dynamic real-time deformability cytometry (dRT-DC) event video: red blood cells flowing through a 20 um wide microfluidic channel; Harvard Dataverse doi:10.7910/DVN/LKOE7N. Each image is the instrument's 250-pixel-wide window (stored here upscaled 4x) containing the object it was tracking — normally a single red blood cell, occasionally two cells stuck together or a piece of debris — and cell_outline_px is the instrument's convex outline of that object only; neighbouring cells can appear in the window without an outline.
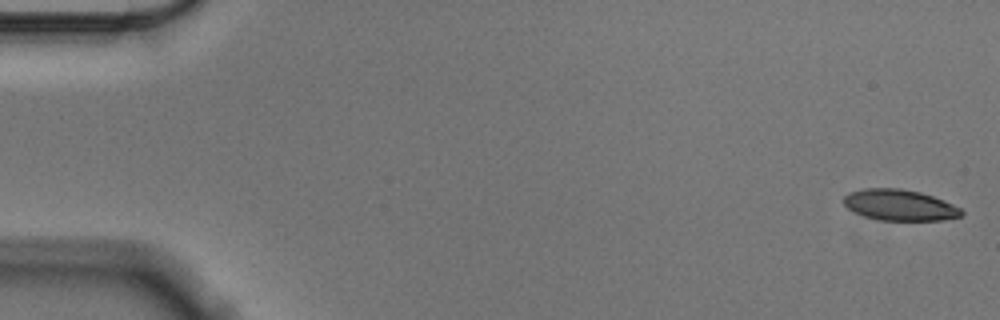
{"species": "Egyptian fruit bat (a non-hibernating species)", "species_latin": "Rousettus aegyptiacus", "temperature_condition": "cold", "stored_images_in_passage": 56, "camera_frame_rate_fps": 3000, "um_per_image_px": 0.085, "animal": {"sex": "male"}, "frame": {"image": 1, "passage_image": 1, "time_ms": 0.0, "image_size_px": [1000, 320], "cell_outline_px": [[964, 212], [960, 216], [940, 220], [880, 220], [864, 216], [848, 208], [844, 204], [844, 196], [848, 192], [864, 188], [900, 188], [920, 192], [944, 200], [960, 208]], "centroid_in_image_um": [76.45, 17.42], "position_along_channel_um": 8.5, "area_um2": 21.15}}
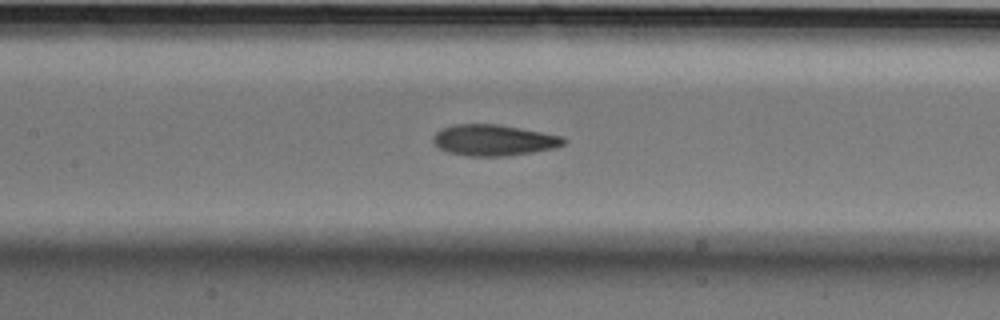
{"frame": {"image": 2, "passage_image": 26, "time_ms": 8.333, "image_size_px": [1000, 320], "cell_outline_px": [[568, 140], [564, 144], [556, 148], [508, 156], [468, 156], [448, 152], [436, 148], [432, 144], [432, 136], [440, 128], [452, 124], [496, 124], [520, 128], [564, 136]], "centroid_in_image_um": [41.93, 11.91], "position_along_channel_um": 165.5, "area_um2": 24.04}}
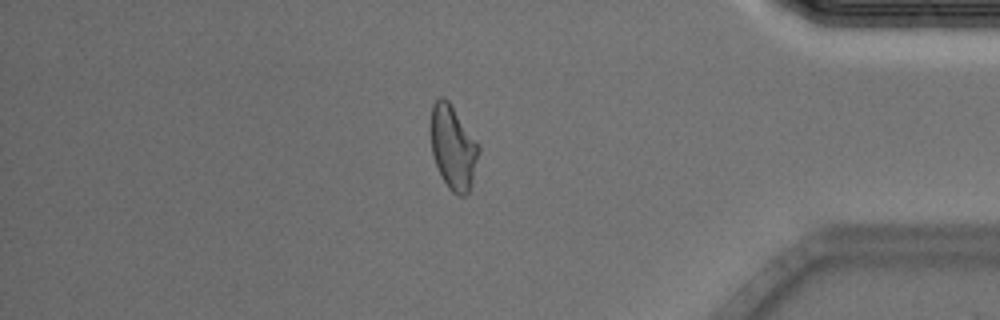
{"frame": {"image": 3, "passage_image": 48, "time_ms": 15.667, "image_size_px": [1000, 320], "cell_outline_px": [[480, 152], [472, 180], [468, 192], [464, 196], [460, 196], [452, 192], [448, 188], [436, 164], [432, 152], [428, 128], [428, 124], [432, 104], [440, 96], [444, 96], [448, 100], [480, 144]], "centroid_in_image_um": [38.48, 12.46], "position_along_channel_um": 396.7, "area_um2": 23.93}, "authors_computed_cell_mechanics": {"area_um2": 23.3801, "velocity_mm_per_s": 3.5542, "shape_relaxation_time_tau1_ms": 6.8763, "shape_relaxation_time_tau2_ms": 2.3682, "deformation_change_tau1": 0.1888, "deformation_change_tau2": 0.0774}}